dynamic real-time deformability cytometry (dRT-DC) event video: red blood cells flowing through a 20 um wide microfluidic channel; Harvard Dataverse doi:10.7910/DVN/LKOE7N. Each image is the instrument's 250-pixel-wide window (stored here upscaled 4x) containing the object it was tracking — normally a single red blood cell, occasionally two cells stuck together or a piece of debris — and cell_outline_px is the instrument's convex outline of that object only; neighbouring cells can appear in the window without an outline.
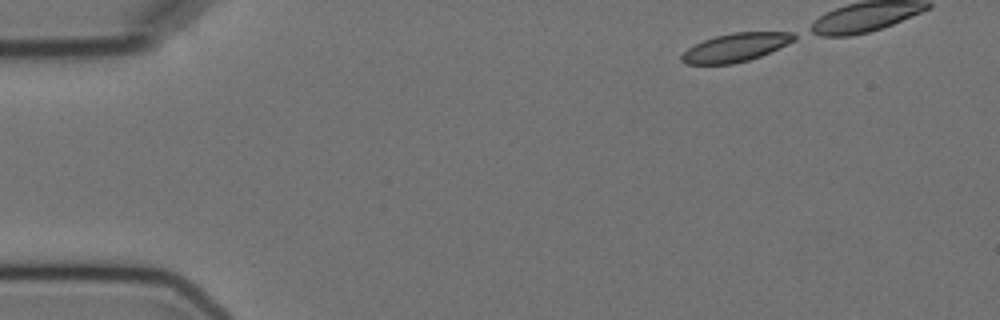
{"species": "Egyptian fruit bat (a non-hibernating species)", "species_latin": "Rousettus aegyptiacus", "temperature_condition": "cold", "stored_images_in_passage": 6, "camera_frame_rate_fps": 3000, "um_per_image_px": 0.085, "animal": {"sex": "female"}, "frame": {"image": 1, "passage_image": 1, "time_ms": 0.0, "image_size_px": [1000, 320], "cell_outline_px": [[796, 40], [760, 56], [748, 60], [732, 64], [688, 64], [680, 60], [680, 56], [688, 48], [704, 40], [716, 36], [732, 32], [796, 32]], "centroid_in_image_um": [62.54, 4.03], "position_along_channel_um": 22.5, "area_um2": 18.5}}